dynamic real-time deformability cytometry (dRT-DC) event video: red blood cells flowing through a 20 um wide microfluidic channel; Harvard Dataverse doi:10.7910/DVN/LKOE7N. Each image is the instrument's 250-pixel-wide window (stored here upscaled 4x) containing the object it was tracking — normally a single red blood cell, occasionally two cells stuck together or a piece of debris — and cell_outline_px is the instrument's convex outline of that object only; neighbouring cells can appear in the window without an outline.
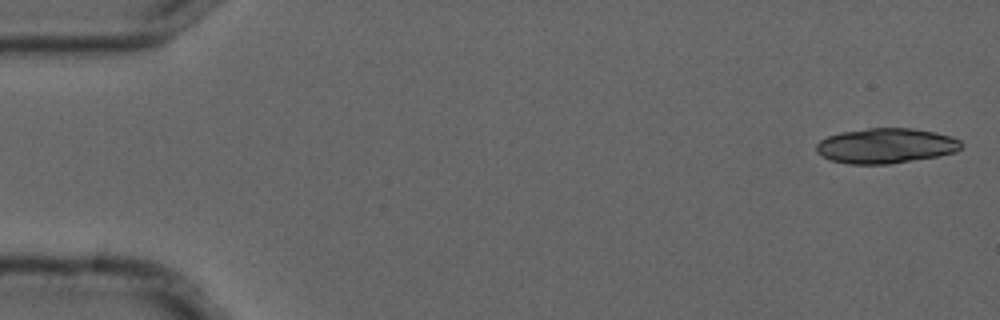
{"species": "common noctule bat (a hibernating species)", "species_latin": "Nyctalus noctula", "temperature_condition": "cold", "stored_images_in_passage": 5, "camera_frame_rate_fps": 3000, "um_per_image_px": 0.085, "animal": {"sex": "male", "forearm_length_mm": 52.5}, "frame": {"image": 1, "passage_image": 1, "time_ms": 0.0, "image_size_px": [1000, 320], "cell_outline_px": [[964, 144], [956, 152], [936, 156], [892, 164], [848, 164], [832, 160], [816, 152], [816, 144], [820, 140], [828, 136], [840, 132], [868, 128], [912, 128], [952, 136], [960, 140]], "centroid_in_image_um": [75.3, 12.39], "position_along_channel_um": 9.7, "area_um2": 29.65}}